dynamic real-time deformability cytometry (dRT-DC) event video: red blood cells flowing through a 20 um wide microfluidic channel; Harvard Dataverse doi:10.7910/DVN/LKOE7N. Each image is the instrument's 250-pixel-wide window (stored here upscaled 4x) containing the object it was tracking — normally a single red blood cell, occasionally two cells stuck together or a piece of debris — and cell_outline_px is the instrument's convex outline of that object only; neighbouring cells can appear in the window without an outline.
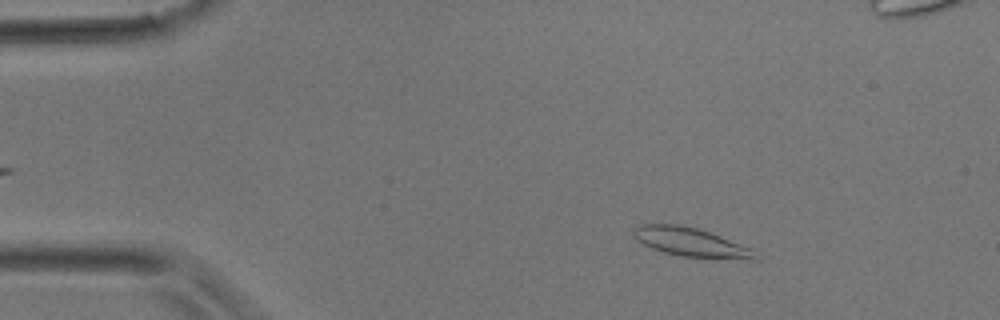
{"species": "common noctule bat (a hibernating species)", "species_latin": "Nyctalus noctula", "temperature_condition": "room temperature", "stored_images_in_passage": 41, "camera_frame_rate_fps": 3000, "um_per_image_px": 0.085, "animal": {"sex": "male", "body_mass_g": 17.9}, "frame": {"image": 1, "passage_image": 6, "time_ms": 1.667, "image_size_px": [1000, 320], "cell_outline_px": [[760, 260], [752, 260], [680, 256], [664, 252], [652, 248], [636, 240], [632, 232], [632, 228], [636, 224], [680, 224], [696, 228], [756, 248]], "centroid_in_image_um": [58.79, 20.59], "position_along_channel_um": 26.2, "area_um2": 20.92}}
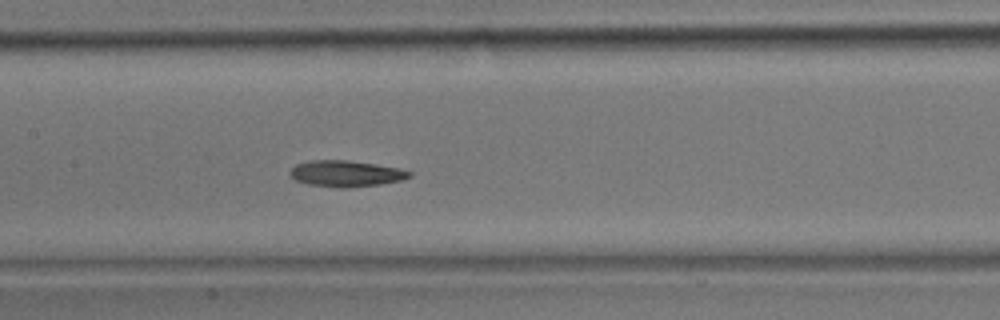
{"frame": {"image": 2, "passage_image": 19, "time_ms": 6.0, "image_size_px": [1000, 320], "cell_outline_px": [[412, 176], [404, 180], [380, 184], [348, 188], [340, 188], [308, 184], [296, 180], [288, 172], [296, 164], [312, 160], [348, 160], [376, 164], [400, 168], [412, 172]], "centroid_in_image_um": [29.45, 14.75], "position_along_channel_um": 178.0, "area_um2": 18.32}}
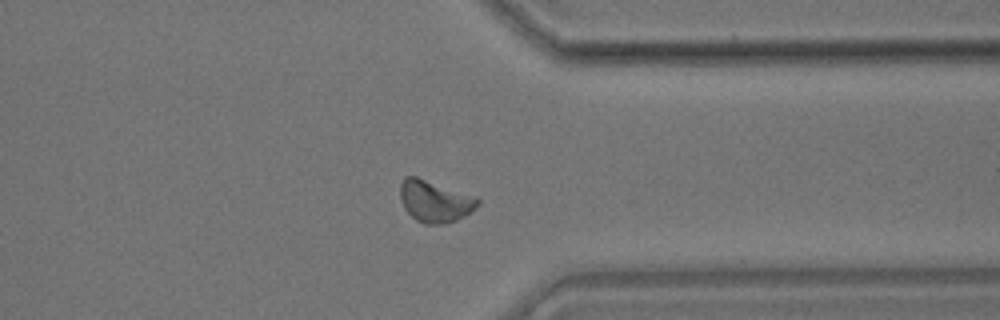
{"frame": {"image": 3, "passage_image": 31, "time_ms": 10.0, "image_size_px": [1000, 320], "cell_outline_px": [[480, 204], [476, 208], [464, 216], [456, 220], [444, 224], [424, 224], [416, 220], [404, 208], [400, 196], [400, 184], [404, 176], [416, 176], [476, 196], [480, 200]], "centroid_in_image_um": [36.97, 17.1], "position_along_channel_um": 374.4, "area_um2": 18.96}}